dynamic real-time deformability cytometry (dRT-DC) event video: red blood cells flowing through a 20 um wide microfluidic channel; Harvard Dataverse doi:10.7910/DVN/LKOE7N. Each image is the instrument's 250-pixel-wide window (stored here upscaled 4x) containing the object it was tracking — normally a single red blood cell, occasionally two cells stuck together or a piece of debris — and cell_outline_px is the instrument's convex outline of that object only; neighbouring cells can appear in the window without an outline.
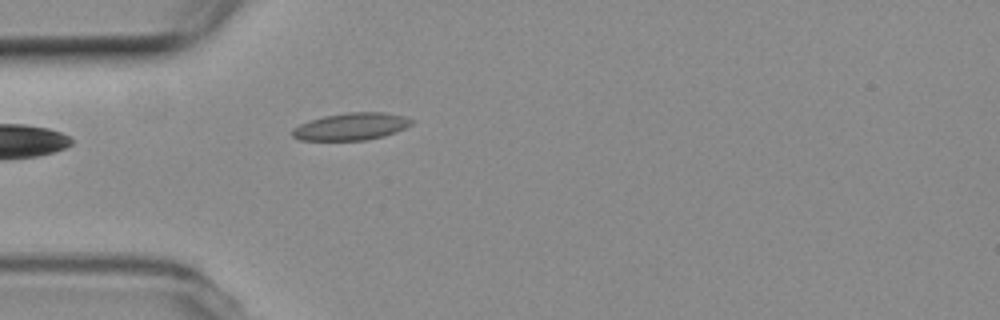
{"species": "common noctule bat (a hibernating species)", "species_latin": "Nyctalus noctula", "temperature_condition": "room temperature", "stored_images_in_passage": 40, "camera_frame_rate_fps": 3000, "um_per_image_px": 0.085, "animal": {"sex": "female", "body_mass_g": 19.3, "forearm_length_mm": 54.1}, "frame": {"image": 1, "passage_image": 1, "time_ms": 0.0, "image_size_px": [1000, 320], "cell_outline_px": [[412, 124], [396, 132], [384, 136], [364, 140], [300, 140], [292, 136], [292, 128], [300, 124], [324, 116], [348, 112], [384, 112], [404, 116], [412, 120]], "centroid_in_image_um": [29.85, 10.75], "position_along_channel_um": 55.2, "area_um2": 18.79}}
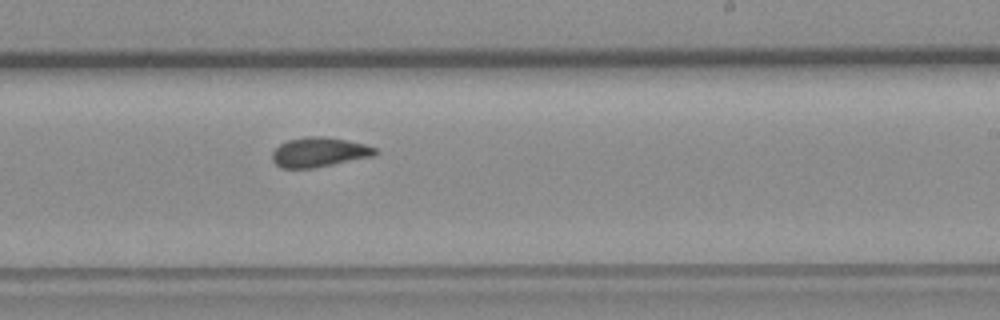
{"frame": {"image": 2, "passage_image": 18, "time_ms": 5.667, "image_size_px": [1000, 320], "cell_outline_px": [[380, 152], [372, 156], [312, 168], [280, 168], [272, 160], [272, 152], [280, 144], [288, 140], [308, 136], [324, 136], [364, 144], [376, 148]], "centroid_in_image_um": [27.1, 12.93], "position_along_channel_um": 261.9, "area_um2": 17.57}}
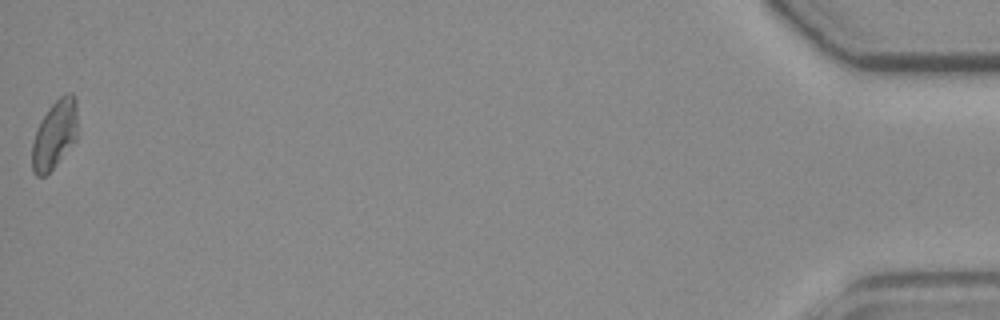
{"frame": {"image": 3, "passage_image": 40, "time_ms": 13.0, "image_size_px": [1000, 320], "cell_outline_px": [[76, 140], [56, 164], [44, 176], [36, 176], [32, 172], [32, 144], [40, 120], [48, 108], [60, 96], [68, 92], [72, 92], [76, 96]], "centroid_in_image_um": [4.63, 11.41], "position_along_channel_um": 430.6, "area_um2": 18.03}, "authors_computed_cell_mechanics": {"area_um2": 17.6868, "velocity_mm_per_s": 3.7351, "shape_relaxation_time_tau1_ms": null, "shape_relaxation_time_tau2_ms": 2.1697, "deformation_change_tau1": null, "deformation_change_tau2": 0.0845}}